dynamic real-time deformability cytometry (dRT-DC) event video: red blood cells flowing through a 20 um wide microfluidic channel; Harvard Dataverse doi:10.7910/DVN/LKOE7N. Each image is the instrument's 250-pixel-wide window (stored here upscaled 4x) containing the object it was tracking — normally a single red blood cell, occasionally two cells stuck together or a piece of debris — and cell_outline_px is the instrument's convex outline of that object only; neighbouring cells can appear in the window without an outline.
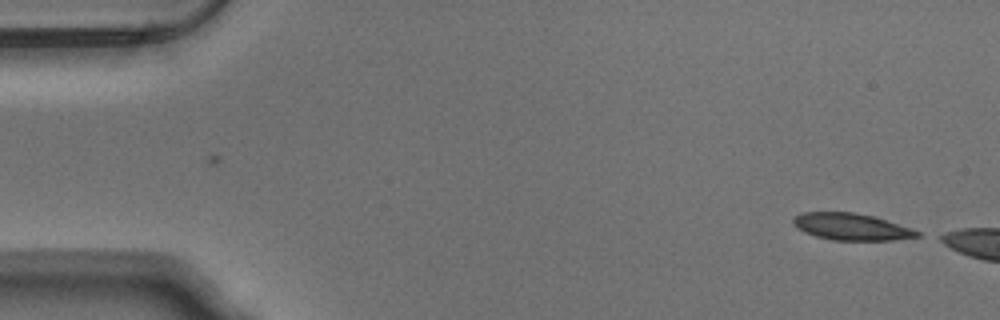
{"species": "Egyptian fruit bat (a non-hibernating species)", "species_latin": "Rousettus aegyptiacus", "temperature_condition": "warm", "stored_images_in_passage": 6, "camera_frame_rate_fps": 3000, "um_per_image_px": 0.085, "animal": {"sex": "male"}, "frame": {"image": 1, "passage_image": 1, "time_ms": 0.0, "image_size_px": [1000, 320], "cell_outline_px": [[924, 236], [892, 240], [832, 240], [816, 236], [804, 232], [796, 228], [792, 224], [792, 220], [796, 216], [804, 212], [856, 212], [872, 216], [920, 232]], "centroid_in_image_um": [72.32, 19.28], "position_along_channel_um": 12.7, "area_um2": 19.19}}